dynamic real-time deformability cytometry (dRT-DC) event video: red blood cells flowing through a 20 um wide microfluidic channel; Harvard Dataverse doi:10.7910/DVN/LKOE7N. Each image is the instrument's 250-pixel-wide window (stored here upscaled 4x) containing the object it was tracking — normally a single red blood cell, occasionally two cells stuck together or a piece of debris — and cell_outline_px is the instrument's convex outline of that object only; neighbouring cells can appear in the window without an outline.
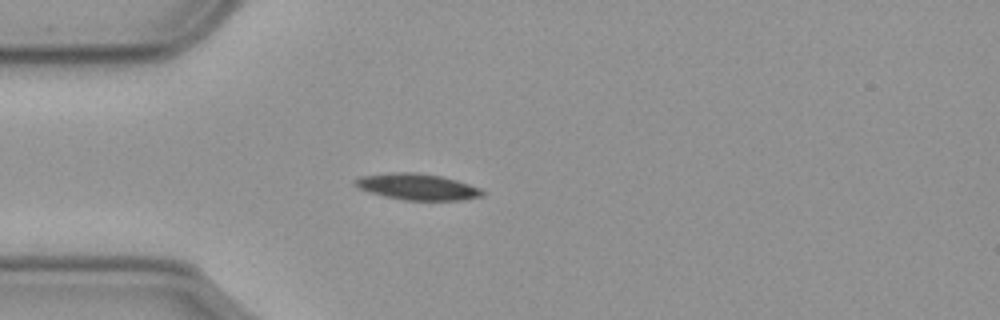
{"species": "common noctule bat (a hibernating species)", "species_latin": "Nyctalus noctula", "temperature_condition": "cold", "stored_images_in_passage": 43, "camera_frame_rate_fps": 3000, "um_per_image_px": 0.085, "animal": {"sex": "male", "body_mass_g": 23.1, "forearm_length_mm": 52.7}, "frame": {"image": 1, "passage_image": 1, "time_ms": 0.0, "image_size_px": [1000, 320], "cell_outline_px": [[484, 196], [460, 200], [404, 200], [384, 196], [368, 192], [356, 188], [352, 184], [352, 180], [360, 176], [388, 172], [412, 172], [440, 176], [456, 180], [480, 188], [484, 192]], "centroid_in_image_um": [35.39, 15.87], "position_along_channel_um": 49.6, "area_um2": 19.65}}
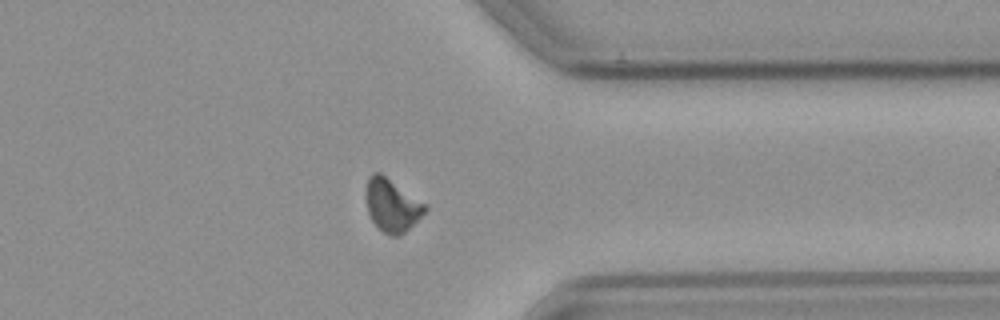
{"frame": {"image": 2, "passage_image": 30, "time_ms": 9.667, "image_size_px": [1000, 320], "cell_outline_px": [[428, 208], [400, 236], [392, 236], [384, 232], [372, 220], [368, 212], [364, 196], [364, 192], [368, 176], [372, 172], [380, 172], [424, 204]], "centroid_in_image_um": [33.24, 17.42], "position_along_channel_um": 378.2, "area_um2": 17.8}}
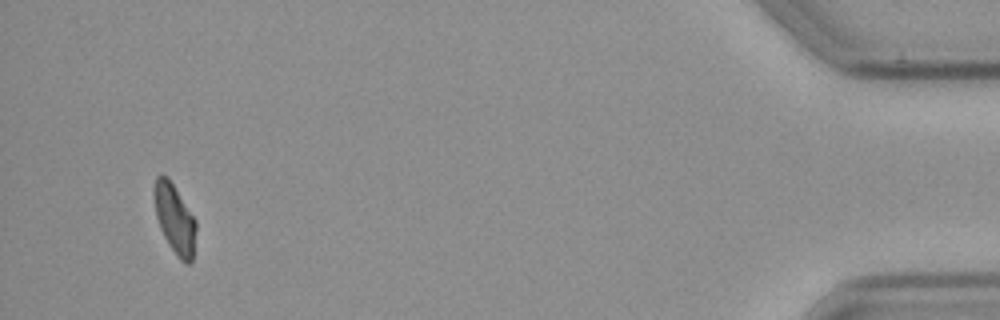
{"frame": {"image": 3, "passage_image": 40, "time_ms": 13.0, "image_size_px": [1000, 320], "cell_outline_px": [[196, 228], [192, 260], [188, 264], [184, 264], [180, 260], [168, 244], [160, 228], [156, 216], [152, 196], [152, 192], [156, 176], [168, 176], [196, 220]], "centroid_in_image_um": [14.82, 18.59], "position_along_channel_um": 420.4, "area_um2": 17.05}, "authors_computed_cell_mechanics": {"area_um2": 18.5538, "velocity_mm_per_s": 3.5821, "shape_relaxation_time_tau1_ms": 6.754, "shape_relaxation_time_tau2_ms": null, "deformation_change_tau1": 0.1451, "deformation_change_tau2": null}}